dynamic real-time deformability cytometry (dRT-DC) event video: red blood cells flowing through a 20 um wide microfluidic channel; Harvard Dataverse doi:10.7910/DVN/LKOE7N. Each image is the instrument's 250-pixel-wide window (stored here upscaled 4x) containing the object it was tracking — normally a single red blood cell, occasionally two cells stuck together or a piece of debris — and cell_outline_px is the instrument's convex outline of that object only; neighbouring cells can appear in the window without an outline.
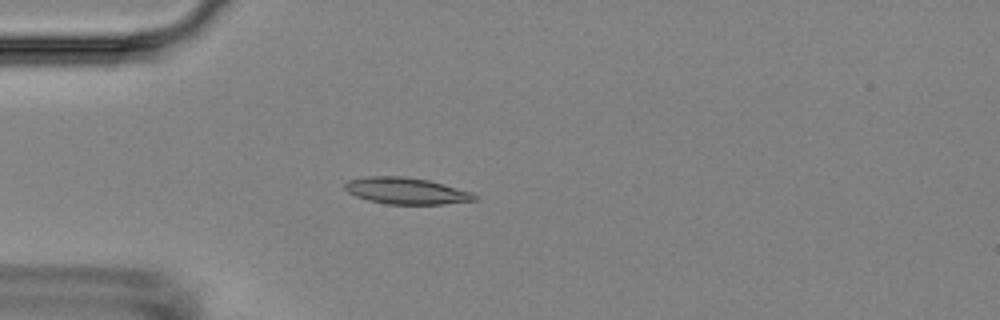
{"species": "Egyptian fruit bat (a non-hibernating species)", "species_latin": "Rousettus aegyptiacus", "temperature_condition": "room temperature", "stored_images_in_passage": 5, "camera_frame_rate_fps": 3000, "um_per_image_px": 0.085, "animal": {"sex": "female"}, "frame": {"image": 1, "passage_image": 4, "time_ms": 3.667, "image_size_px": [1000, 320], "cell_outline_px": [[476, 200], [444, 204], [384, 204], [368, 200], [356, 196], [348, 192], [344, 188], [344, 184], [348, 180], [364, 176], [404, 176], [428, 180], [472, 192], [476, 196]], "centroid_in_image_um": [34.49, 16.22], "position_along_channel_um": 50.5, "area_um2": 20.06}}